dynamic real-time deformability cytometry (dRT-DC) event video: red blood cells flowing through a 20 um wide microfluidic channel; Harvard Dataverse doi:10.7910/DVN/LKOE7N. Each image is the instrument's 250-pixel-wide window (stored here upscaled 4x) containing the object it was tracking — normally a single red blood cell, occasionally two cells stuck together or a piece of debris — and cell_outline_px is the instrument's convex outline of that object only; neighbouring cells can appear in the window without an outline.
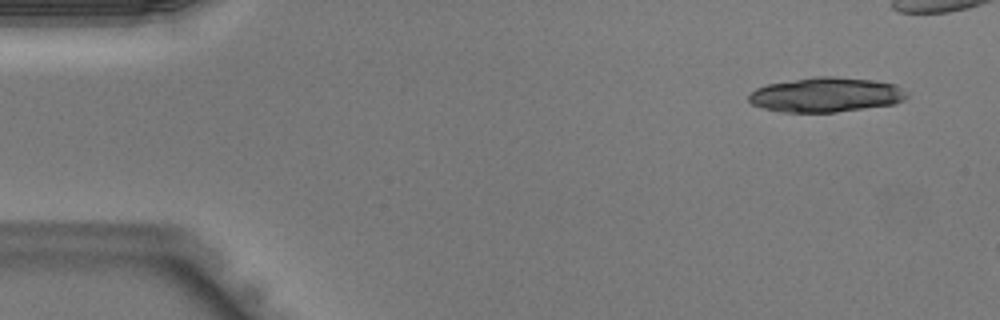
{"species": "Egyptian fruit bat (a non-hibernating species)", "species_latin": "Rousettus aegyptiacus", "temperature_condition": "warm", "stored_images_in_passage": 7, "camera_frame_rate_fps": 3000, "um_per_image_px": 0.085, "animal": {"sex": "male"}, "frame": {"image": 1, "passage_image": 1, "time_ms": 0.0, "image_size_px": [1000, 320], "cell_outline_px": [[908, 96], [904, 100], [896, 104], [836, 112], [784, 112], [764, 108], [752, 104], [748, 100], [748, 96], [756, 88], [768, 84], [816, 76], [832, 76], [868, 80], [896, 84], [908, 92]], "centroid_in_image_um": [70.24, 8.06], "position_along_channel_um": 14.8, "area_um2": 31.85}}